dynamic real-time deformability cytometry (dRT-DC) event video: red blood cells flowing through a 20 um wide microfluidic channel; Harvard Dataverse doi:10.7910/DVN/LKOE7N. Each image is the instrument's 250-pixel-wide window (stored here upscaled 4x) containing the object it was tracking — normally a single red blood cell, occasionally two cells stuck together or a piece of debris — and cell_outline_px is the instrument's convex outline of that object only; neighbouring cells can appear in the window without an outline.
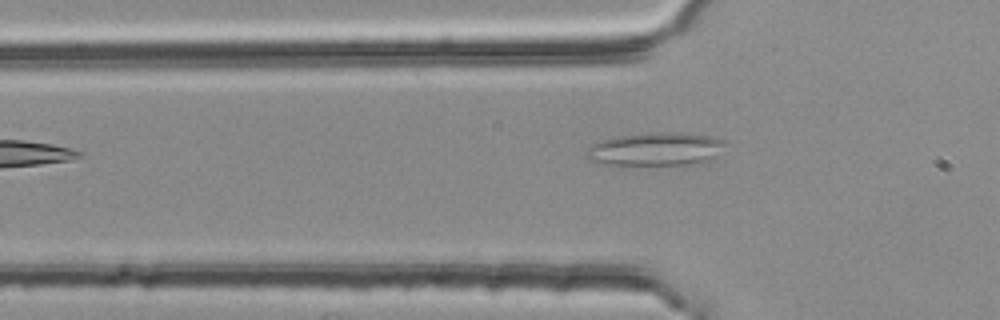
{"species": "common noctule bat (a hibernating species)", "species_latin": "Nyctalus noctula", "temperature_condition": "room temperature", "stored_images_in_passage": 2, "camera_frame_rate_fps": 3000, "um_per_image_px": 0.085, "animal": {"sex": "female", "body_mass_g": 25.1}, "frame": {"image": 1, "passage_image": 2, "time_ms": 0.333, "image_size_px": [1000, 320], "cell_outline_px": [[724, 144], [712, 156], [700, 160], [684, 164], [596, 164], [584, 160], [584, 156], [588, 148], [592, 144], [616, 136], [648, 132], [680, 132], [708, 136], [724, 140]], "centroid_in_image_um": [55.54, 12.65], "position_along_channel_um": 70.3, "area_um2": 26.3}}